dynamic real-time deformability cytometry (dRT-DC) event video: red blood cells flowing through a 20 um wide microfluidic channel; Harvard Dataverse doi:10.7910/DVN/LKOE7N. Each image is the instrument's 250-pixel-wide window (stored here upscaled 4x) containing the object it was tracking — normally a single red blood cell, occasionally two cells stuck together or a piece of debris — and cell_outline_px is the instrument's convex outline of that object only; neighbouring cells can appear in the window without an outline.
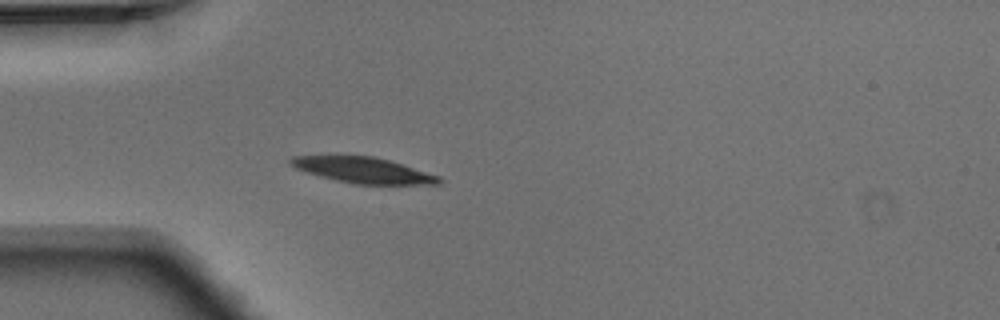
{"species": "Egyptian fruit bat (a non-hibernating species)", "species_latin": "Rousettus aegyptiacus", "temperature_condition": "warm", "stored_images_in_passage": 4, "camera_frame_rate_fps": 3000, "um_per_image_px": 0.085, "animal": {"sex": "male"}, "frame": {"image": 1, "passage_image": 4, "time_ms": 1.0, "image_size_px": [1000, 320], "cell_outline_px": [[444, 180], [440, 184], [352, 184], [320, 176], [296, 168], [288, 164], [288, 160], [292, 156], [372, 156], [388, 160], [440, 176]], "centroid_in_image_um": [30.87, 14.47], "position_along_channel_um": 54.1, "area_um2": 22.02}}